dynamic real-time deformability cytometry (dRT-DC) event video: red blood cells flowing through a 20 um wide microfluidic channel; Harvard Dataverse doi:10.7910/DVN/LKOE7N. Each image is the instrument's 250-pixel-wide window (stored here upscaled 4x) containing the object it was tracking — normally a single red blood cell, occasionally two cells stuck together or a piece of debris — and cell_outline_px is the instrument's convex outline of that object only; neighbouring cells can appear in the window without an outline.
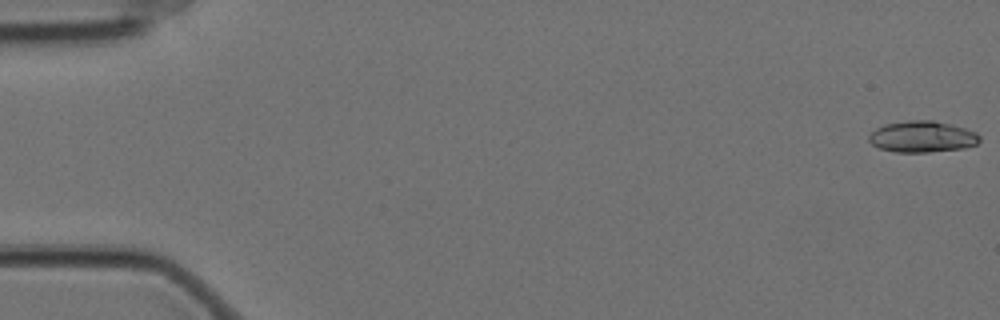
{"species": "Egyptian fruit bat (a non-hibernating species)", "species_latin": "Rousettus aegyptiacus", "temperature_condition": "cold", "stored_images_in_passage": 20, "camera_frame_rate_fps": 3000, "um_per_image_px": 0.085, "animal": {"sex": "female"}, "frame": {"image": 1, "passage_image": 1, "time_ms": 0.0, "image_size_px": [1000, 320], "cell_outline_px": [[980, 140], [976, 144], [964, 148], [928, 152], [896, 152], [880, 148], [872, 144], [868, 140], [868, 136], [876, 128], [884, 124], [908, 120], [932, 120], [952, 124], [976, 132], [980, 136]], "centroid_in_image_um": [78.39, 11.61], "position_along_channel_um": 6.6, "area_um2": 20.23}}
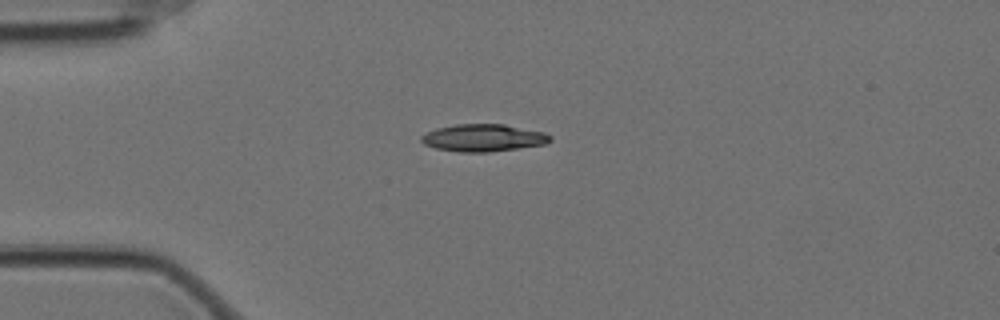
{"frame": {"image": 2, "passage_image": 15, "time_ms": 4.667, "image_size_px": [1000, 320], "cell_outline_px": [[552, 140], [548, 144], [488, 152], [460, 152], [436, 148], [424, 144], [420, 140], [420, 136], [436, 128], [456, 124], [504, 124], [544, 132], [552, 136]], "centroid_in_image_um": [41.11, 11.71], "position_along_channel_um": 43.9, "area_um2": 20.58}}
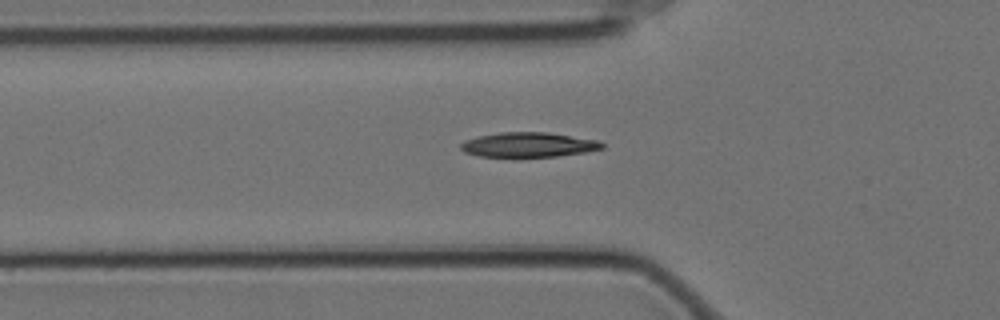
{"frame": {"image": 3, "passage_image": 20, "time_ms": 6.333, "image_size_px": [1000, 320], "cell_outline_px": [[604, 148], [584, 152], [556, 156], [516, 160], [480, 156], [464, 152], [460, 148], [460, 144], [464, 140], [476, 136], [500, 132], [548, 132], [600, 140], [604, 144]], "centroid_in_image_um": [44.87, 12.34], "position_along_channel_um": 80.9, "area_um2": 21.44}}